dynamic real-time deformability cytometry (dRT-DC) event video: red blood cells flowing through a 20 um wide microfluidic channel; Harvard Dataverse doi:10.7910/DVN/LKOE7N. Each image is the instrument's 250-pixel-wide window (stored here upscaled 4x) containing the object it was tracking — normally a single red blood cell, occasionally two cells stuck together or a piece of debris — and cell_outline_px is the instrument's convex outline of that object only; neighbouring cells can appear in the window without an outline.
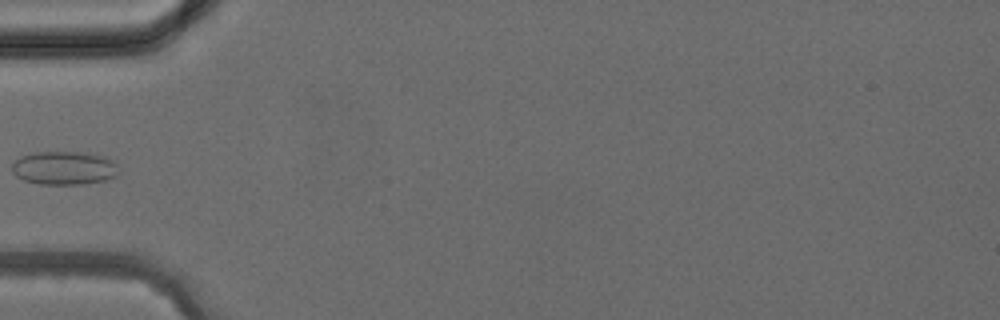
{"species": "common noctule bat (a hibernating species)", "species_latin": "Nyctalus noctula", "temperature_condition": "cold", "stored_images_in_passage": 1, "camera_frame_rate_fps": 3000, "um_per_image_px": 0.085, "animal": {"sex": "female", "body_mass_g": 24.6, "forearm_length_mm": 56.2}, "frame": {"image": 1, "passage_image": 1, "time_ms": 0.0, "image_size_px": [1000, 320], "cell_outline_px": [[120, 172], [116, 176], [104, 180], [84, 184], [40, 184], [24, 180], [16, 176], [12, 172], [12, 164], [20, 156], [32, 152], [80, 152], [104, 156], [112, 160], [116, 164]], "centroid_in_image_um": [5.45, 14.28], "position_along_channel_um": 79.6, "area_um2": 20.92}}